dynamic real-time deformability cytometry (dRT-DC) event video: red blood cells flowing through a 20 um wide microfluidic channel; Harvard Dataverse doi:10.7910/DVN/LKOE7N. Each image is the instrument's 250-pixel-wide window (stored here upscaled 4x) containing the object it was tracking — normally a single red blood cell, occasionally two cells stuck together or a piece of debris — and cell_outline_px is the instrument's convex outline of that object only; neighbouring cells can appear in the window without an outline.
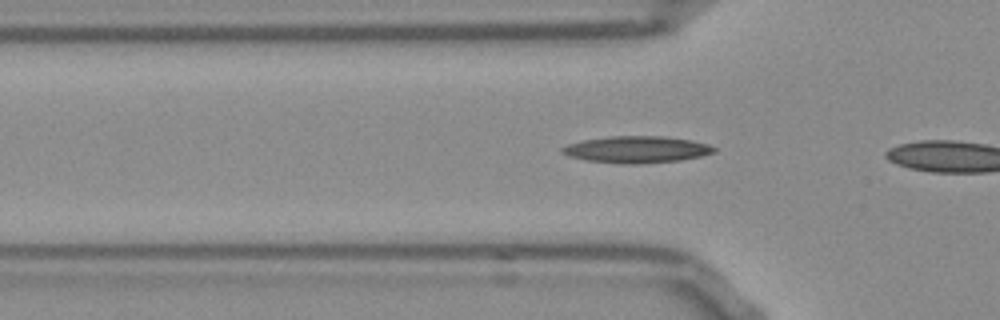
{"species": "Egyptian fruit bat (a non-hibernating species)", "species_latin": "Rousettus aegyptiacus", "temperature_condition": "room temperature", "stored_images_in_passage": 4, "camera_frame_rate_fps": 3000, "um_per_image_px": 0.085, "frame": {"image": 1, "passage_image": 3, "time_ms": 0.667, "image_size_px": [1000, 320], "cell_outline_px": [[716, 152], [700, 156], [680, 160], [640, 164], [624, 164], [588, 160], [568, 156], [560, 152], [560, 148], [568, 144], [584, 140], [612, 136], [664, 136], [692, 140], [708, 144], [716, 148]], "centroid_in_image_um": [54.13, 12.7], "position_along_channel_um": 71.7, "area_um2": 23.64}}